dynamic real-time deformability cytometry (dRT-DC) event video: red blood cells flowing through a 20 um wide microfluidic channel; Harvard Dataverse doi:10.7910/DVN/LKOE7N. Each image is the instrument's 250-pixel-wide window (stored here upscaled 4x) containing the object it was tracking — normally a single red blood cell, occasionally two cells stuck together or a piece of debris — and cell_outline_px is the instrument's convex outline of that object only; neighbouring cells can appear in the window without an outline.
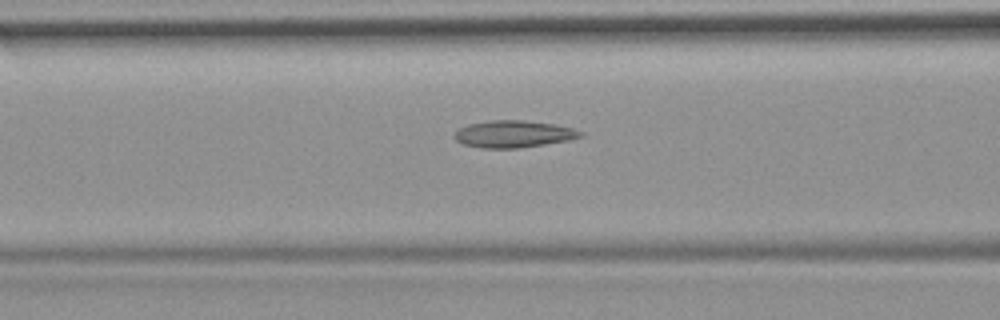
{"species": "common noctule bat (a hibernating species)", "species_latin": "Nyctalus noctula", "temperature_condition": "room temperature", "stored_images_in_passage": 31, "camera_frame_rate_fps": 3000, "um_per_image_px": 0.085, "animal": {"sex": "female", "body_mass_g": 19.9}, "frame": {"image": 1, "passage_image": 5, "time_ms": 1.333, "image_size_px": [1000, 320], "cell_outline_px": [[584, 136], [568, 140], [520, 148], [480, 148], [464, 144], [456, 140], [452, 136], [460, 128], [468, 124], [488, 120], [524, 120], [556, 124], [572, 128], [584, 132]], "centroid_in_image_um": [43.66, 11.38], "position_along_channel_um": 122.9, "area_um2": 19.94}}
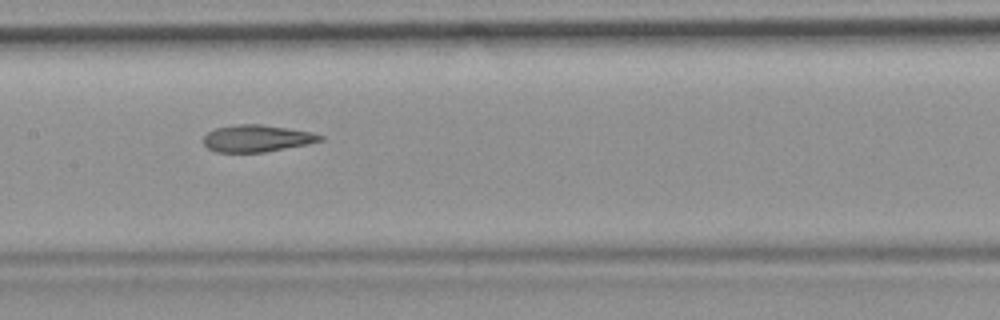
{"frame": {"image": 2, "passage_image": 10, "time_ms": 3.0, "image_size_px": [1000, 320], "cell_outline_px": [[324, 140], [308, 144], [264, 152], [216, 152], [208, 148], [204, 144], [204, 136], [208, 132], [216, 128], [236, 124], [260, 124], [312, 132], [324, 136]], "centroid_in_image_um": [21.84, 11.76], "position_along_channel_um": 185.6, "area_um2": 18.26}}